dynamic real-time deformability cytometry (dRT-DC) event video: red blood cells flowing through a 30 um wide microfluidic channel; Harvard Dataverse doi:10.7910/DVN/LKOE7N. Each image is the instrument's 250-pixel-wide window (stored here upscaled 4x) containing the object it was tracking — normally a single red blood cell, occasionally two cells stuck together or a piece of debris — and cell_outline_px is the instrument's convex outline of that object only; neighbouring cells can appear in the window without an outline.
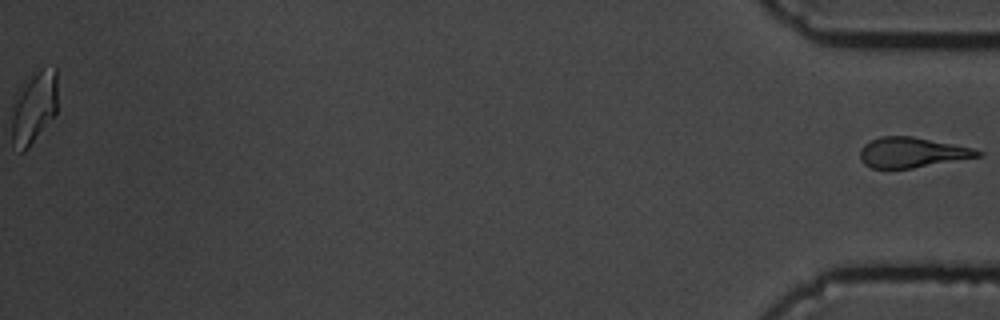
{"species": "common noctule bat (a hibernating species)", "species_latin": "Nyctalus noctula", "temperature_condition": "cold", "stored_images_in_passage": 44, "segment_of_instrument_passage": [2, 2], "camera_frame_rate_fps": 3000, "um_per_image_px": 0.085, "animal": {"sex": "male", "body_mass_g": 19.5, "forearm_length_mm": 54.6}, "frame": {"image": 1, "passage_image": 44, "time_ms": 14.333, "image_size_px": [1000, 320], "cell_outline_px": [[984, 156], [912, 168], [872, 168], [864, 164], [860, 160], [860, 148], [864, 144], [880, 136], [912, 136], [972, 148], [984, 152]], "centroid_in_image_um": [77.52, 12.96], "position_along_channel_um": 357.7, "area_um2": 20.69}}